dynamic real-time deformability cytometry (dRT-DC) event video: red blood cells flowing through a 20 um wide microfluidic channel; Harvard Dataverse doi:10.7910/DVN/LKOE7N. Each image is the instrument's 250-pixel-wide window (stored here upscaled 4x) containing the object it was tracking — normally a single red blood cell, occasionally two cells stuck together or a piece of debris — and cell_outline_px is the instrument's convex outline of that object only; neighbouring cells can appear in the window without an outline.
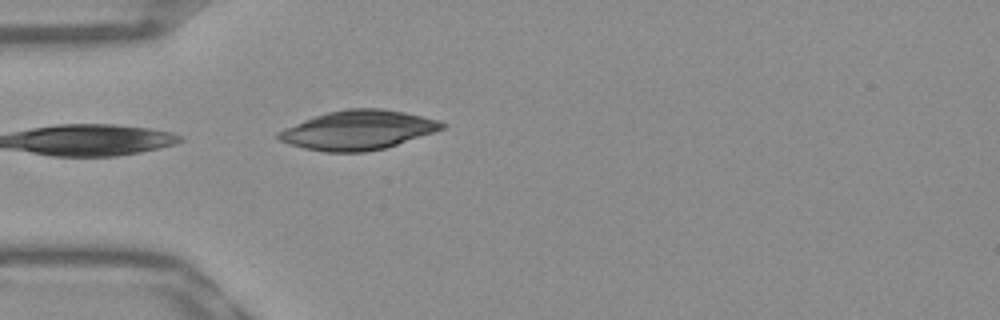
{"species": "Egyptian fruit bat (a non-hibernating species)", "species_latin": "Rousettus aegyptiacus", "temperature_condition": "warm", "stored_images_in_passage": 35, "camera_frame_rate_fps": 3000, "um_per_image_px": 0.085, "frame": {"image": 1, "passage_image": 2, "time_ms": 0.333, "image_size_px": [1000, 320], "cell_outline_px": [[448, 124], [444, 128], [384, 148], [364, 152], [324, 152], [304, 148], [288, 144], [280, 140], [276, 136], [276, 132], [284, 128], [304, 120], [328, 112], [348, 108], [380, 108], [404, 112], [440, 120]], "centroid_in_image_um": [30.41, 11.05], "position_along_channel_um": 54.6, "area_um2": 37.11}}
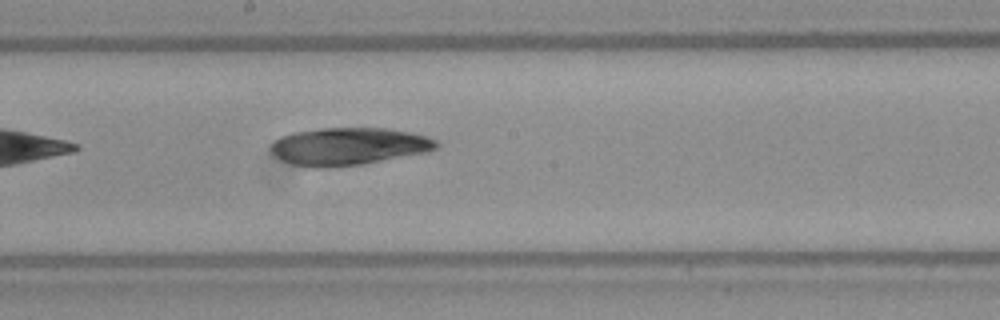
{"frame": {"image": 2, "passage_image": 15, "time_ms": 4.667, "image_size_px": [1000, 320], "cell_outline_px": [[440, 144], [436, 148], [428, 152], [364, 164], [320, 168], [312, 168], [292, 164], [280, 160], [272, 152], [272, 144], [280, 136], [292, 132], [320, 128], [384, 128], [408, 132], [428, 136], [436, 140]], "centroid_in_image_um": [29.64, 12.44], "position_along_channel_um": 218.6, "area_um2": 36.3}}
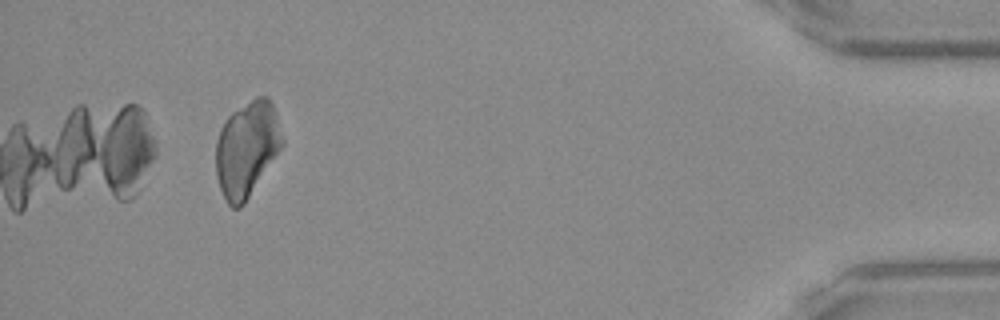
{"frame": {"image": 3, "passage_image": 35, "time_ms": 11.333, "image_size_px": [1000, 320], "cell_outline_px": [[284, 144], [244, 204], [240, 208], [232, 208], [228, 204], [220, 188], [216, 176], [216, 140], [220, 128], [228, 116], [232, 112], [256, 96], [268, 96], [272, 104], [284, 140]], "centroid_in_image_um": [20.97, 12.66], "position_along_channel_um": 414.2, "area_um2": 36.76}}